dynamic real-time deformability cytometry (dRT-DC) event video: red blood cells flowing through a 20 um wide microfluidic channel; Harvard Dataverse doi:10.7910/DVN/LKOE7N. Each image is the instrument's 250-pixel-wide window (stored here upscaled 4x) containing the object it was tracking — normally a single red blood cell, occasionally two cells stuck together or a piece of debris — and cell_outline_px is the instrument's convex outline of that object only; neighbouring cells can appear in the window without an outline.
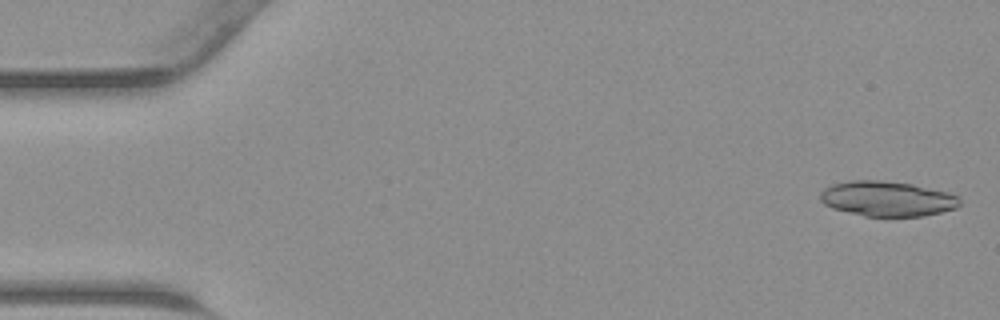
{"species": "common noctule bat (a hibernating species)", "species_latin": "Nyctalus noctula", "temperature_condition": "warm", "stored_images_in_passage": 43, "camera_frame_rate_fps": 3000, "um_per_image_px": 0.085, "animal": {"sex": "male", "body_mass_g": 23.1, "forearm_length_mm": 52.7}, "frame": {"image": 1, "passage_image": 1, "time_ms": 0.0, "image_size_px": [1000, 320], "cell_outline_px": [[960, 204], [956, 208], [924, 216], [864, 216], [832, 208], [824, 204], [820, 200], [820, 192], [824, 188], [832, 184], [848, 180], [880, 180], [912, 184], [948, 192], [960, 196]], "centroid_in_image_um": [75.4, 16.88], "position_along_channel_um": 9.6, "area_um2": 28.67}}
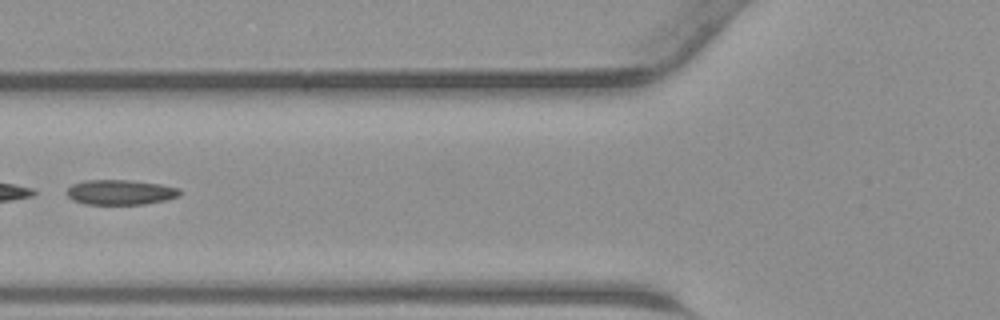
{"frame": {"image": 2, "passage_image": 17, "time_ms": 5.333, "image_size_px": [1000, 320], "cell_outline_px": [[184, 192], [180, 196], [164, 200], [144, 204], [84, 204], [72, 200], [64, 192], [72, 184], [84, 180], [132, 180], [160, 184], [180, 188]], "centroid_in_image_um": [10.24, 16.33], "position_along_channel_um": 115.6, "area_um2": 16.7}}
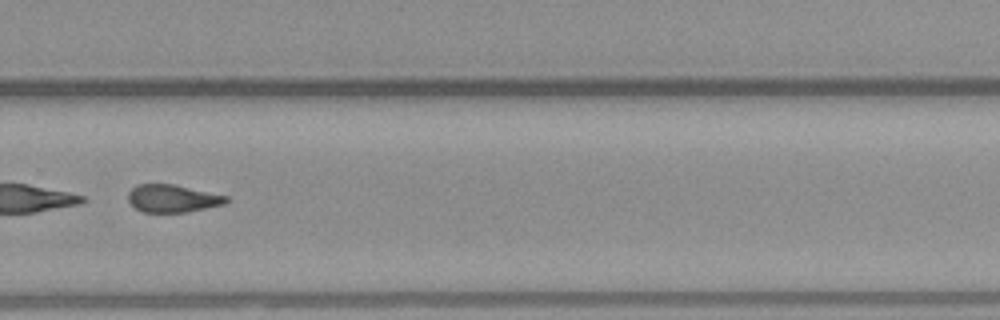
{"frame": {"image": 3, "passage_image": 30, "time_ms": 9.667, "image_size_px": [1000, 320], "cell_outline_px": [[228, 200], [224, 204], [188, 212], [144, 212], [136, 208], [128, 200], [128, 192], [136, 184], [172, 184], [228, 196]], "centroid_in_image_um": [14.65, 16.87], "position_along_channel_um": 315.1, "area_um2": 15.66}}